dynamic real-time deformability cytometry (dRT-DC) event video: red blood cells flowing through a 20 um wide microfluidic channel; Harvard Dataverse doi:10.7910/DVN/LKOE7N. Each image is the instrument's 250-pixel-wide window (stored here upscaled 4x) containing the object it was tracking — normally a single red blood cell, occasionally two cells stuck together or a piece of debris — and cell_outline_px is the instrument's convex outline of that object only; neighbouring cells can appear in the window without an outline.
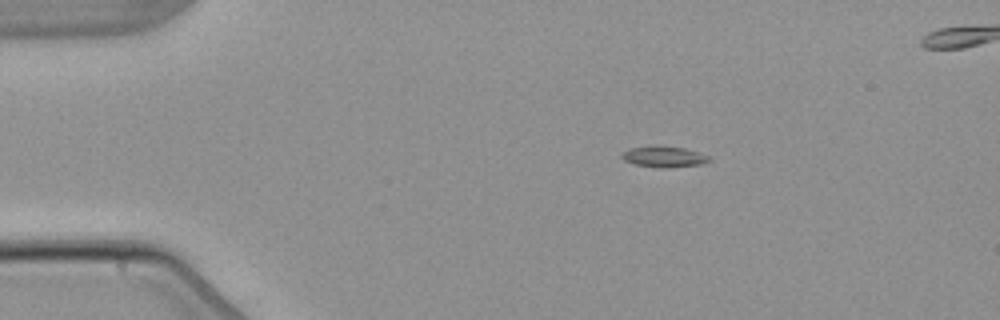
{"species": "common noctule bat (a hibernating species)", "species_latin": "Nyctalus noctula", "temperature_condition": "warm", "stored_images_in_passage": 4, "camera_frame_rate_fps": 3000, "um_per_image_px": 0.085, "animal": {"sex": "male", "body_mass_g": 21.5, "forearm_length_mm": 52.0}, "frame": {"image": 1, "passage_image": 2, "time_ms": 1.0, "image_size_px": [1000, 320], "cell_outline_px": [[712, 160], [700, 164], [664, 168], [660, 168], [636, 164], [624, 160], [620, 156], [620, 152], [628, 148], [656, 144], [684, 148], [708, 156]], "centroid_in_image_um": [56.35, 13.29], "position_along_channel_um": 28.6, "area_um2": 10.81}}
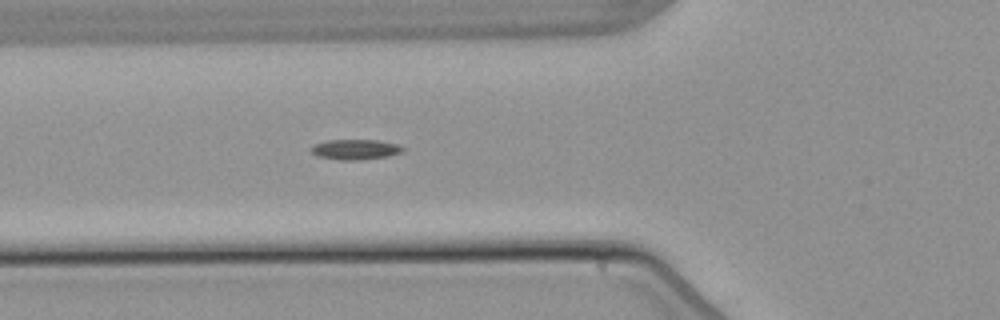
{"frame": {"image": 2, "passage_image": 4, "time_ms": 4.333, "image_size_px": [1000, 320], "cell_outline_px": [[404, 152], [388, 156], [360, 160], [340, 160], [316, 156], [308, 148], [312, 144], [328, 140], [376, 140], [396, 144], [404, 148]], "centroid_in_image_um": [30.15, 12.7], "position_along_channel_um": 95.6, "area_um2": 10.92}}